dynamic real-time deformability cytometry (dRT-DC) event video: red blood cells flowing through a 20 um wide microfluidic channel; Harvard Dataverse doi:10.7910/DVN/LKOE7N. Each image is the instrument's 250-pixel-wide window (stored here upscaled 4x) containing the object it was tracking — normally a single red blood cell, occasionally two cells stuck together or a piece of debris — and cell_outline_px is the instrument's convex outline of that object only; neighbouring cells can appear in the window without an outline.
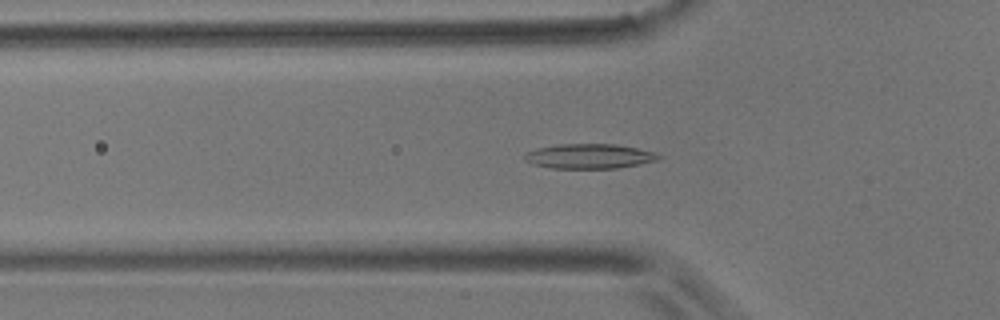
{"species": "common noctule bat (a hibernating species)", "species_latin": "Nyctalus noctula", "temperature_condition": "room temperature", "stored_images_in_passage": 54, "camera_frame_rate_fps": 3000, "um_per_image_px": 0.085, "animal": {"sex": "male", "body_mass_g": 17.9}, "frame": {"image": 1, "passage_image": 16, "time_ms": 5.0, "image_size_px": [1000, 320], "cell_outline_px": [[664, 156], [660, 160], [640, 164], [616, 168], [552, 168], [532, 164], [524, 160], [524, 156], [528, 152], [540, 148], [556, 144], [616, 144], [656, 152]], "centroid_in_image_um": [50.16, 13.28], "position_along_channel_um": 75.6, "area_um2": 19.36}}
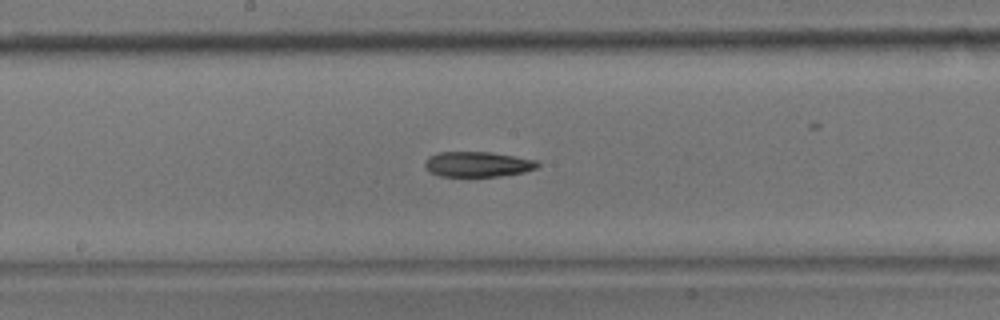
{"frame": {"image": 2, "passage_image": 27, "time_ms": 8.667, "image_size_px": [1000, 320], "cell_outline_px": [[540, 164], [536, 168], [524, 172], [500, 176], [440, 176], [428, 172], [424, 168], [424, 164], [428, 156], [436, 152], [492, 152], [536, 160]], "centroid_in_image_um": [40.55, 13.96], "position_along_channel_um": 207.6, "area_um2": 16.7}}
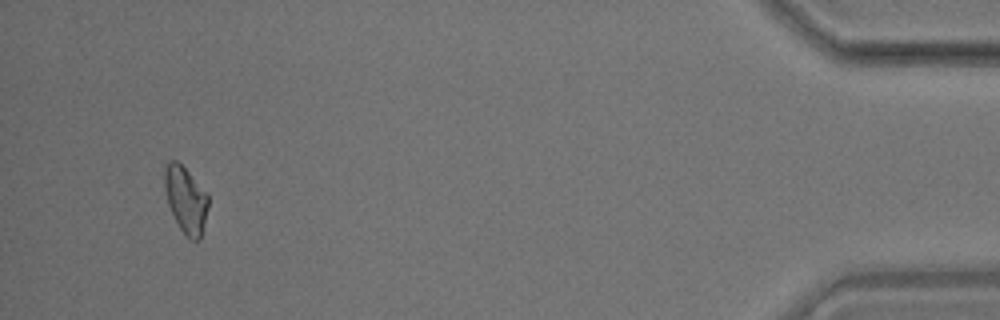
{"frame": {"image": 3, "passage_image": 51, "time_ms": 16.667, "image_size_px": [1000, 320], "cell_outline_px": [[208, 208], [200, 240], [192, 240], [180, 228], [168, 204], [164, 188], [164, 164], [168, 160], [176, 160], [208, 192]], "centroid_in_image_um": [15.79, 16.93], "position_along_channel_um": 419.4, "area_um2": 16.88}}